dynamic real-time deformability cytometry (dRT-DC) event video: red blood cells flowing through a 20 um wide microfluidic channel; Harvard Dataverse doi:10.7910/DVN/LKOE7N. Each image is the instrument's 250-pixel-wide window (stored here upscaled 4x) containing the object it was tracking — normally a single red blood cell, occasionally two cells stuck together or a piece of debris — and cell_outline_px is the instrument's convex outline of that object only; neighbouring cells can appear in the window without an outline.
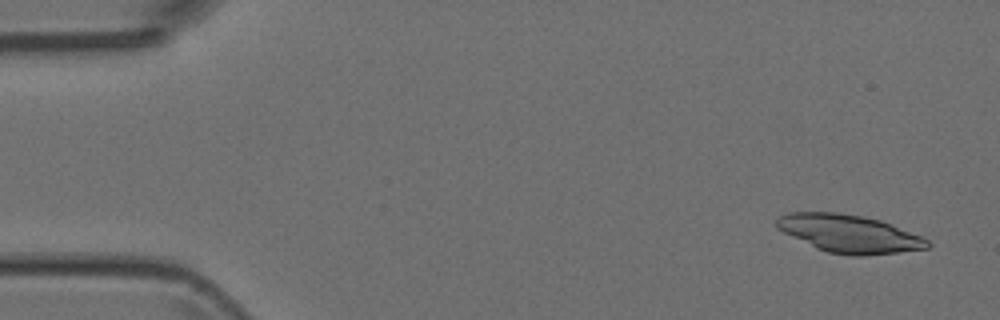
{"species": "Egyptian fruit bat (a non-hibernating species)", "species_latin": "Rousettus aegyptiacus", "temperature_condition": "room temperature", "stored_images_in_passage": 4, "camera_frame_rate_fps": 3000, "um_per_image_px": 0.085, "animal": {"sex": "female"}, "frame": {"image": 1, "passage_image": 1, "time_ms": 0.0, "image_size_px": [1000, 320], "cell_outline_px": [[932, 244], [928, 248], [864, 256], [852, 256], [828, 252], [816, 248], [776, 228], [776, 220], [780, 216], [788, 212], [836, 212], [860, 216], [880, 220], [924, 236]], "centroid_in_image_um": [72.2, 19.86], "position_along_channel_um": 12.8, "area_um2": 33.18}}